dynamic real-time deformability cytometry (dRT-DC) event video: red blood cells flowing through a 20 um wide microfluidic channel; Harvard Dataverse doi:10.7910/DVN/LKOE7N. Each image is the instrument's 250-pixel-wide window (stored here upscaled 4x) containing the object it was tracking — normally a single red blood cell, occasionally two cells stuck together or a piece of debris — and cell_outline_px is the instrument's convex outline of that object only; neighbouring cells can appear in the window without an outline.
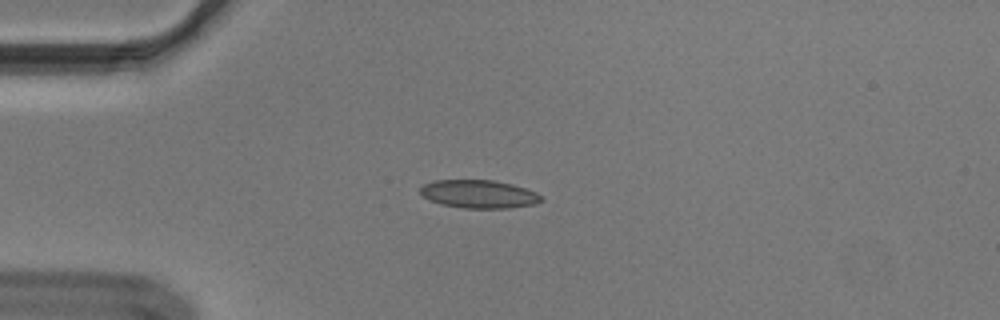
{"species": "Egyptian fruit bat (a non-hibernating species)", "species_latin": "Rousettus aegyptiacus", "temperature_condition": "cold", "stored_images_in_passage": 42, "camera_frame_rate_fps": 3000, "um_per_image_px": 0.085, "animal": {"sex": "male"}, "frame": {"image": 1, "passage_image": 1, "time_ms": 0.0, "image_size_px": [1000, 320], "cell_outline_px": [[544, 200], [536, 204], [508, 208], [464, 208], [440, 204], [424, 196], [420, 192], [420, 188], [424, 184], [432, 180], [492, 180], [512, 184], [536, 192]], "centroid_in_image_um": [40.71, 16.49], "position_along_channel_um": 44.3, "area_um2": 19.77}}
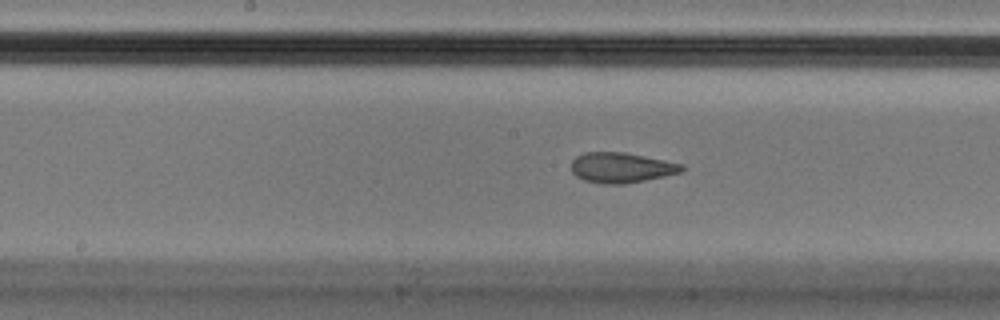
{"frame": {"image": 2, "passage_image": 15, "time_ms": 4.667, "image_size_px": [1000, 320], "cell_outline_px": [[684, 168], [680, 172], [664, 176], [624, 184], [604, 184], [584, 180], [576, 176], [572, 172], [572, 160], [576, 156], [584, 152], [624, 152], [684, 164]], "centroid_in_image_um": [52.79, 14.24], "position_along_channel_um": 195.4, "area_um2": 19.36}}
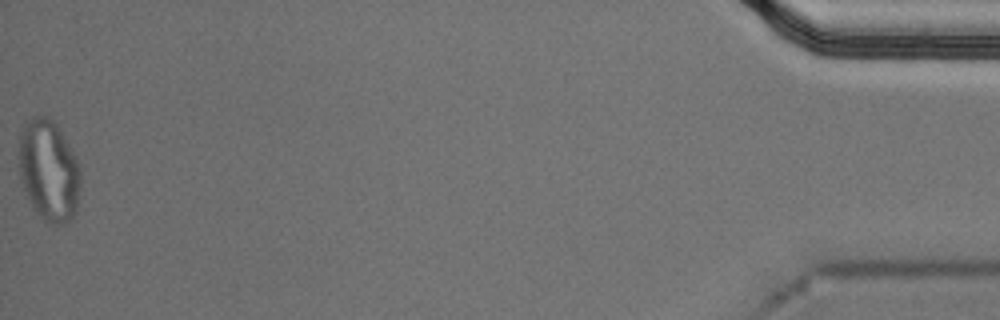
{"frame": {"image": 3, "passage_image": 42, "time_ms": 13.667, "image_size_px": [1000, 320], "cell_outline_px": [[80, 188], [76, 212], [64, 224], [48, 224], [32, 208], [20, 180], [20, 132], [24, 124], [32, 116], [44, 116], [52, 120], [56, 124], [64, 136], [80, 168]], "centroid_in_image_um": [4.14, 14.52], "position_along_channel_um": 431.1, "area_um2": 36.24}, "authors_computed_cell_mechanics": {"area_um2": 20.3745, "velocity_mm_per_s": 3.6599, "shape_relaxation_time_tau1_ms": null, "shape_relaxation_time_tau2_ms": 1.345, "deformation_change_tau1": null, "deformation_change_tau2": 0.0811}}